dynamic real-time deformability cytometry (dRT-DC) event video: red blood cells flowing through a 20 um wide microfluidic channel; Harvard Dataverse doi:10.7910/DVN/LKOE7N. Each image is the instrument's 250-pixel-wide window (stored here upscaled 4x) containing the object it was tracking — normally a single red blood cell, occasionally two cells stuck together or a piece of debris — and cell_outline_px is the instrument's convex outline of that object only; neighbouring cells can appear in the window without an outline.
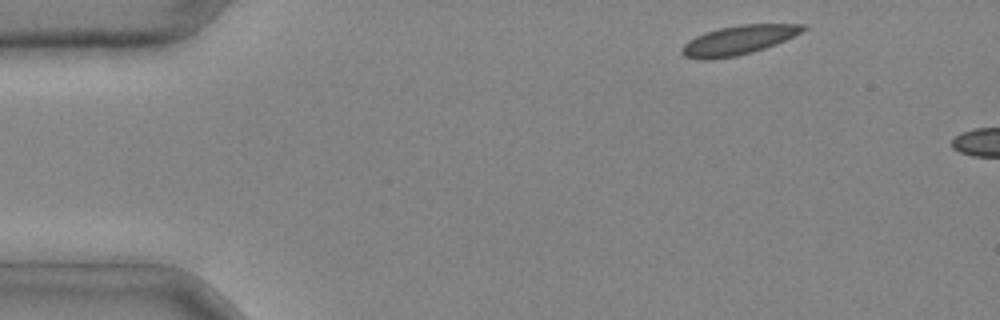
{"species": "common noctule bat (a hibernating species)", "species_latin": "Nyctalus noctula", "temperature_condition": "cold", "stored_images_in_passage": 2, "camera_frame_rate_fps": 3000, "um_per_image_px": 0.085, "animal": {"sex": "male", "body_mass_g": 20.4}, "frame": {"image": 1, "passage_image": 1, "time_ms": 0.0, "image_size_px": [1000, 320], "cell_outline_px": [[808, 28], [776, 44], [752, 52], [736, 56], [708, 60], [696, 60], [684, 56], [680, 52], [680, 48], [688, 40], [704, 32], [720, 28], [740, 24], [808, 24]], "centroid_in_image_um": [62.71, 3.42], "position_along_channel_um": 22.3, "area_um2": 20.69}}